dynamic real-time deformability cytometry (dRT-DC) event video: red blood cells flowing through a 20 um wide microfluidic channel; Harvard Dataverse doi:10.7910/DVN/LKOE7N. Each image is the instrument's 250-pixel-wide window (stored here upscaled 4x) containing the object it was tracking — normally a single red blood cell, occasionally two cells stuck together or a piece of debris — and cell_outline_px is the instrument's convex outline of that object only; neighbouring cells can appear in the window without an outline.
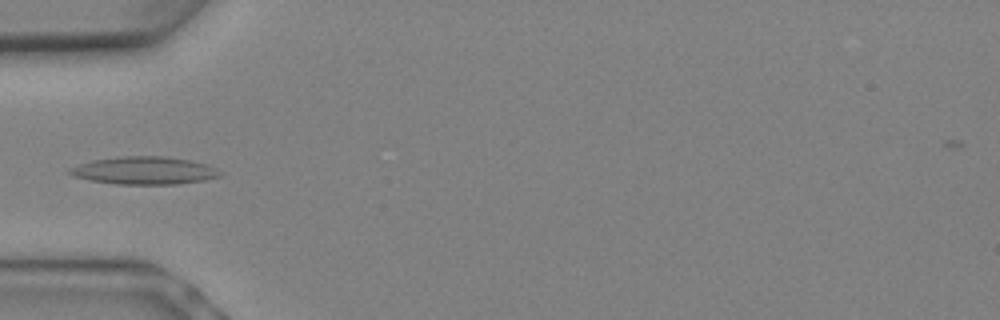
{"species": "Egyptian fruit bat (a non-hibernating species)", "species_latin": "Rousettus aegyptiacus", "temperature_condition": "warm", "stored_images_in_passage": 9, "camera_frame_rate_fps": 3000, "um_per_image_px": 0.085, "animal": {"sex": "female"}, "frame": {"image": 1, "passage_image": 7, "time_ms": 2.0, "image_size_px": [1000, 320], "cell_outline_px": [[220, 176], [204, 180], [176, 184], [116, 184], [92, 180], [72, 176], [68, 172], [68, 168], [92, 160], [116, 156], [168, 156], [192, 160], [208, 164], [216, 168], [220, 172]], "centroid_in_image_um": [12.26, 14.48], "position_along_channel_um": 72.7, "area_um2": 24.39}}
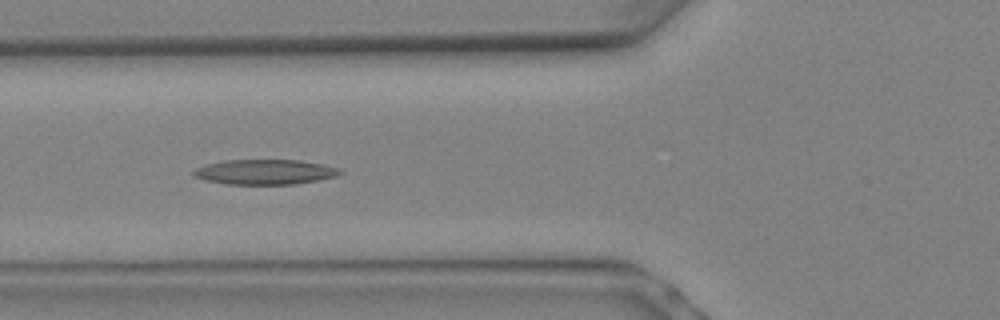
{"frame": {"image": 2, "passage_image": 8, "time_ms": 2.333, "image_size_px": [1000, 320], "cell_outline_px": [[344, 172], [336, 176], [320, 180], [296, 184], [228, 184], [204, 180], [192, 176], [192, 172], [196, 168], [204, 164], [224, 160], [300, 160], [324, 164], [340, 168]], "centroid_in_image_um": [22.53, 14.61], "position_along_channel_um": 103.3, "area_um2": 21.62}}